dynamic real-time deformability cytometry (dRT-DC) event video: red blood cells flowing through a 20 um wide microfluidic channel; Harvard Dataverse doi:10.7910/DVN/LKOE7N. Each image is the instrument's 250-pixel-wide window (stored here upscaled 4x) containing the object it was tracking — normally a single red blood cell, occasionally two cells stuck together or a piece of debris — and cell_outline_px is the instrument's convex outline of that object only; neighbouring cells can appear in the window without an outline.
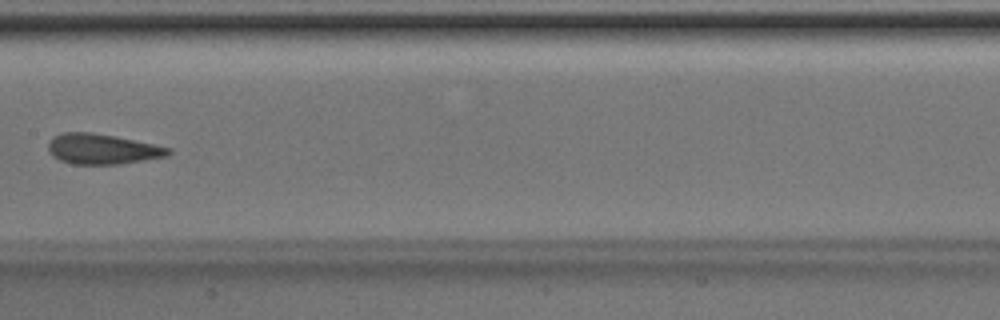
{"species": "Egyptian fruit bat (a non-hibernating species)", "species_latin": "Rousettus aegyptiacus", "temperature_condition": "room temperature", "stored_images_in_passage": 9, "camera_frame_rate_fps": 3000, "um_per_image_px": 0.085, "animal": {"sex": "male"}, "frame": {"image": 1, "passage_image": 7, "time_ms": 2.0, "image_size_px": [1000, 320], "cell_outline_px": [[172, 152], [168, 156], [120, 164], [72, 164], [60, 160], [52, 156], [48, 152], [48, 140], [52, 136], [60, 132], [92, 132], [116, 136], [172, 148]], "centroid_in_image_um": [8.66, 12.66], "position_along_channel_um": 198.7, "area_um2": 21.5}}